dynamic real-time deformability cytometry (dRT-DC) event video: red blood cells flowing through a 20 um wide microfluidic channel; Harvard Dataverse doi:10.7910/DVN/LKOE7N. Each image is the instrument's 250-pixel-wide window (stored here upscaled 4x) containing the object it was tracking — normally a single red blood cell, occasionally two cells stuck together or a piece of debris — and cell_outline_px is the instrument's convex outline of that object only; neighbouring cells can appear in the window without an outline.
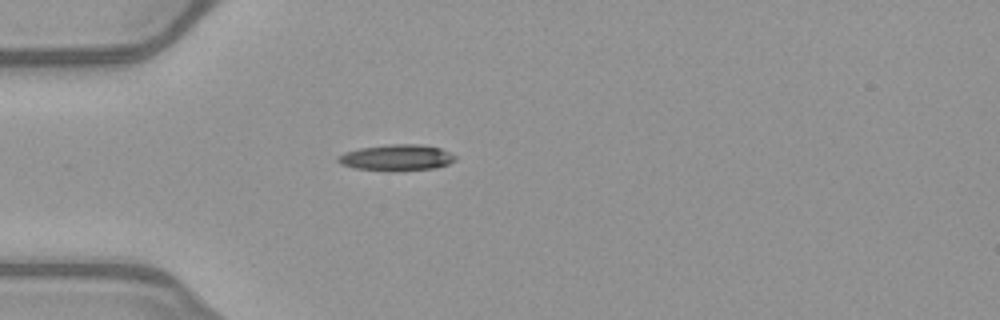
{"species": "common noctule bat (a hibernating species)", "species_latin": "Nyctalus noctula", "temperature_condition": "warm", "stored_images_in_passage": 37, "camera_frame_rate_fps": 3000, "um_per_image_px": 0.085, "animal": {"sex": "female", "body_mass_g": 21.9}, "frame": {"image": 1, "passage_image": 1, "time_ms": 0.0, "image_size_px": [1000, 320], "cell_outline_px": [[456, 160], [448, 164], [436, 168], [396, 172], [384, 172], [352, 168], [340, 164], [336, 160], [336, 156], [344, 152], [360, 148], [392, 144], [420, 144], [440, 148], [456, 156]], "centroid_in_image_um": [33.67, 13.43], "position_along_channel_um": 51.3, "area_um2": 18.38}}
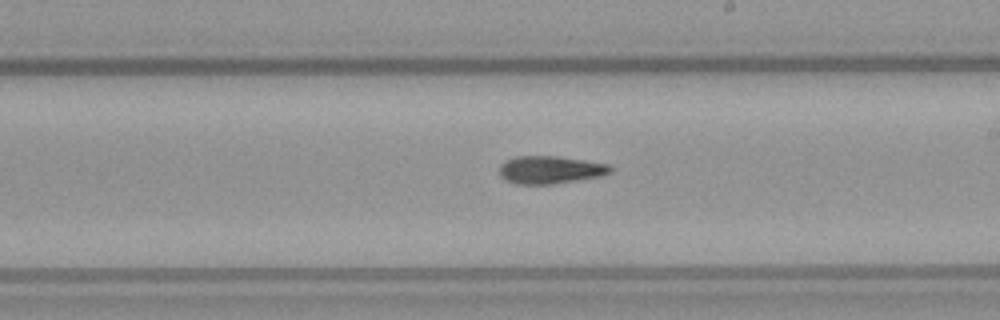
{"frame": {"image": 2, "passage_image": 16, "time_ms": 5.0, "image_size_px": [1000, 320], "cell_outline_px": [[612, 172], [600, 176], [552, 184], [516, 184], [504, 180], [500, 176], [500, 164], [516, 156], [556, 156], [584, 160], [608, 164], [612, 168]], "centroid_in_image_um": [46.75, 14.43], "position_along_channel_um": 242.3, "area_um2": 17.86}}
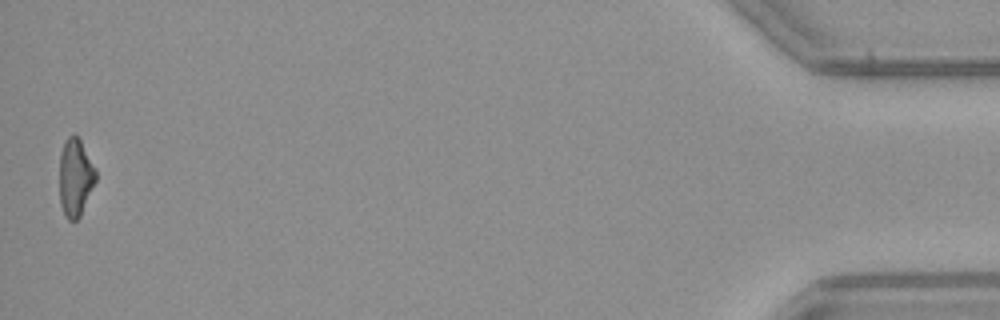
{"frame": {"image": 3, "passage_image": 37, "time_ms": 12.0, "image_size_px": [1000, 320], "cell_outline_px": [[96, 180], [80, 216], [76, 220], [68, 220], [60, 204], [60, 152], [64, 140], [68, 136], [76, 136], [80, 140], [96, 168]], "centroid_in_image_um": [6.4, 15.07], "position_along_channel_um": 428.8, "area_um2": 16.3}, "authors_computed_cell_mechanics": {"area_um2": 17.6868, "velocity_mm_per_s": 4.0354, "shape_relaxation_time_tau1_ms": null, "shape_relaxation_time_tau2_ms": 6.6038, "deformation_change_tau1": null, "deformation_change_tau2": 0.1806}}